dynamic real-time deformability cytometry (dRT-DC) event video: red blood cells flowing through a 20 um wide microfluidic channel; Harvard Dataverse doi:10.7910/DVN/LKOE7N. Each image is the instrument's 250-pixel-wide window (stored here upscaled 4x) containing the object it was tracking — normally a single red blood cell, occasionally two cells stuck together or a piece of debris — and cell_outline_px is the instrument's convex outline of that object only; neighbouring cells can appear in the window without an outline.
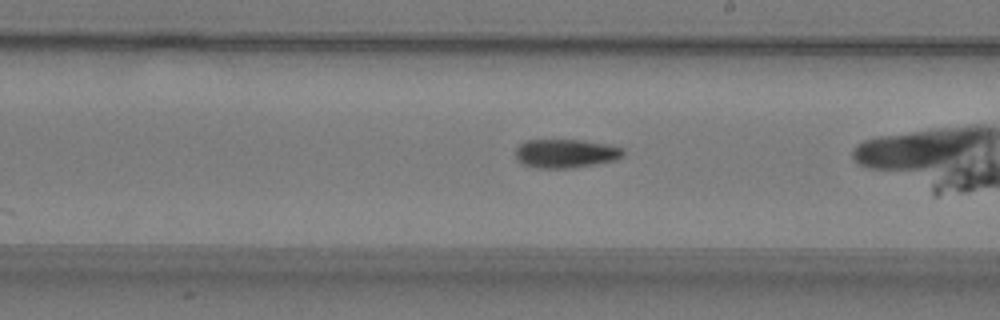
{"species": "common noctule bat (a hibernating species)", "species_latin": "Nyctalus noctula", "temperature_condition": "warm", "stored_images_in_passage": 40, "camera_frame_rate_fps": 3000, "um_per_image_px": 0.085, "animal": {"sex": "male", "body_mass_g": 19.2, "forearm_length_mm": 51.8}, "frame": {"image": 1, "passage_image": 29, "time_ms": 9.333, "image_size_px": [1000, 320], "cell_outline_px": [[624, 152], [616, 160], [572, 168], [540, 168], [524, 164], [516, 156], [516, 148], [524, 140], [580, 140], [604, 144], [624, 148]], "centroid_in_image_um": [48.08, 13.04], "position_along_channel_um": 240.9, "area_um2": 17.74}}